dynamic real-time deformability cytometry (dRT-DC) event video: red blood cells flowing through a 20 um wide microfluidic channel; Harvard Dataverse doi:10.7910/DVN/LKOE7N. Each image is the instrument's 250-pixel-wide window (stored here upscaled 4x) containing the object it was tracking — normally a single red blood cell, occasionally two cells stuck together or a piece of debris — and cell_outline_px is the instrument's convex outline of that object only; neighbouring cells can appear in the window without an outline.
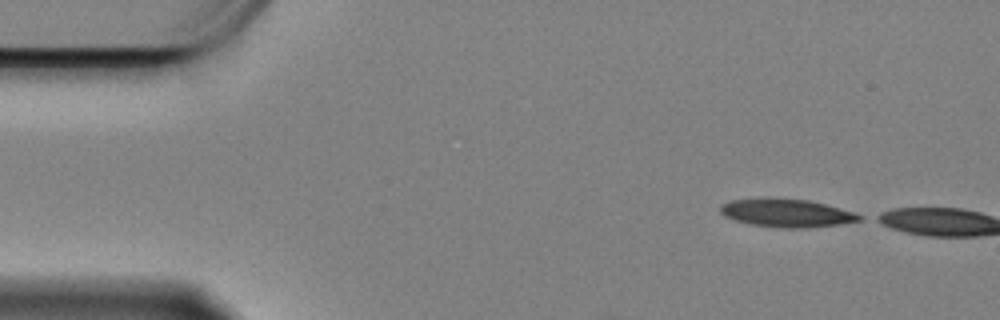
{"species": "Egyptian fruit bat (a non-hibernating species)", "species_latin": "Rousettus aegyptiacus", "temperature_condition": "cold", "stored_images_in_passage": 6, "camera_frame_rate_fps": 3000, "um_per_image_px": 0.085, "animal": {"sex": "female"}, "frame": {"image": 1, "passage_image": 1, "time_ms": 0.0, "image_size_px": [1000, 320], "cell_outline_px": [[864, 220], [840, 224], [804, 228], [784, 228], [748, 224], [724, 216], [720, 212], [720, 204], [728, 200], [808, 200], [840, 208], [864, 216]], "centroid_in_image_um": [66.89, 18.14], "position_along_channel_um": 18.1, "area_um2": 22.14}}